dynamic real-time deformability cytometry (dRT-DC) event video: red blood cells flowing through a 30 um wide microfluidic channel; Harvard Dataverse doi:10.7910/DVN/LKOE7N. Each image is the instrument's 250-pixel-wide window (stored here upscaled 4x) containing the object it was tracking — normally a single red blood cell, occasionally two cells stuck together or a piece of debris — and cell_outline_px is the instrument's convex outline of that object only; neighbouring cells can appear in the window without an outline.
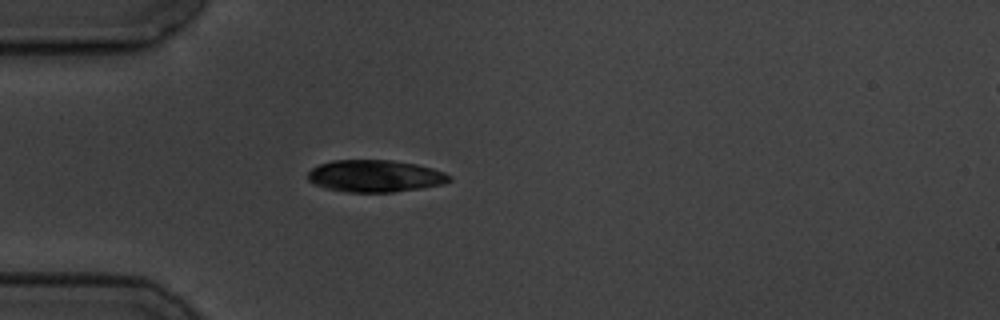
{"species": "common noctule bat (a hibernating species)", "species_latin": "Nyctalus noctula", "temperature_condition": "cold", "stored_images_in_passage": 5, "camera_frame_rate_fps": 3000, "um_per_image_px": 0.085, "animal": {"sex": "male", "body_mass_g": 19.5, "forearm_length_mm": 54.6}, "frame": {"image": 1, "passage_image": 5, "time_ms": 4.667, "image_size_px": [1000, 320], "cell_outline_px": [[452, 180], [444, 184], [420, 188], [392, 192], [348, 192], [324, 188], [312, 184], [308, 180], [308, 172], [312, 168], [320, 164], [332, 160], [392, 160], [416, 164], [432, 168], [444, 172], [452, 176]], "centroid_in_image_um": [31.88, 14.96], "position_along_channel_um": 53.1, "area_um2": 26.59}}